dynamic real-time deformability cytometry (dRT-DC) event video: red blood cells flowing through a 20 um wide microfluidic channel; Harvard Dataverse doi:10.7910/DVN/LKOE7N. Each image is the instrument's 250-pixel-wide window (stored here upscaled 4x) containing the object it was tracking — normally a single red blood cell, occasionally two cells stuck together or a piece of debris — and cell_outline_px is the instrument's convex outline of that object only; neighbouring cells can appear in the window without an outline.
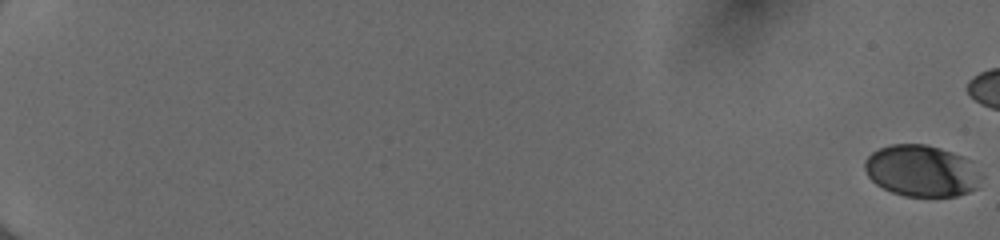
{"species": "human", "species_latin": "Homo sapiens", "temperature_condition": "cold", "stored_images_in_passage": 51, "camera_frame_rate_fps": 3000, "um_per_image_px": 0.085, "donor": {"sex": "female"}, "frame": {"image": 1, "passage_image": 1, "time_ms": 0.0, "image_size_px": [1000, 240], "cell_outline_px": [[984, 176], [976, 188], [968, 192], [956, 196], [904, 196], [892, 192], [876, 184], [868, 176], [864, 168], [864, 160], [872, 152], [880, 148], [892, 144], [928, 144], [964, 156]], "centroid_in_image_um": [78.34, 14.52], "position_along_channel_um": 6.7, "area_um2": 35.08}}
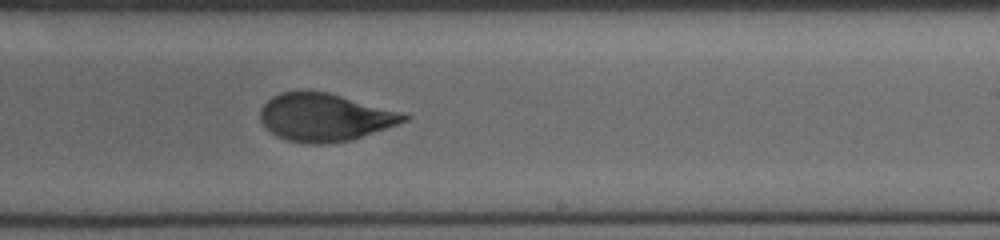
{"frame": {"image": 2, "passage_image": 38, "time_ms": 12.333, "image_size_px": [1000, 240], "cell_outline_px": [[412, 116], [408, 120], [352, 140], [324, 144], [308, 144], [288, 140], [276, 136], [260, 120], [260, 108], [272, 96], [280, 92], [328, 92], [400, 112]], "centroid_in_image_um": [27.59, 9.98], "position_along_channel_um": 261.4, "area_um2": 39.54}}
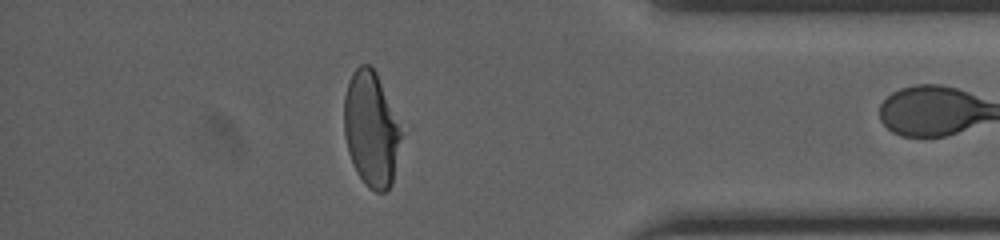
{"frame": {"image": 3, "passage_image": 50, "time_ms": 16.333, "image_size_px": [1000, 240], "cell_outline_px": [[400, 136], [392, 184], [384, 192], [376, 192], [368, 188], [364, 184], [356, 172], [348, 152], [344, 136], [344, 96], [348, 80], [352, 72], [360, 64], [368, 64], [376, 72], [400, 132]], "centroid_in_image_um": [31.47, 11.0], "position_along_channel_um": 403.7, "area_um2": 37.4}}